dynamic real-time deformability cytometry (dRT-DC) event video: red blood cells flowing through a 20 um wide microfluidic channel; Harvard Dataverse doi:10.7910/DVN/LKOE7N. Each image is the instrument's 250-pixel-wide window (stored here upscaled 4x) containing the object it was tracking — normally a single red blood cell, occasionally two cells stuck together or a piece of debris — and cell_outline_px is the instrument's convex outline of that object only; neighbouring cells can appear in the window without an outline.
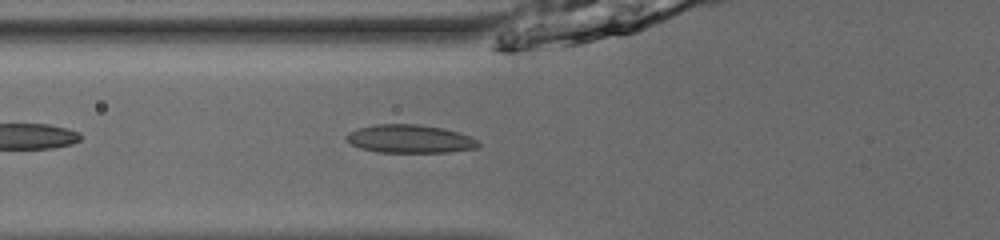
{"species": "common noctule bat (a hibernating species)", "species_latin": "Nyctalus noctula", "temperature_condition": "room temperature", "stored_images_in_passage": 36, "camera_frame_rate_fps": 3000, "um_per_image_px": 0.085, "animal": {"sex": "male", "body_mass_g": 13.0, "forearm_length_mm": 53.1}, "frame": {"image": 1, "passage_image": 5, "time_ms": 1.333, "image_size_px": [1000, 240], "cell_outline_px": [[480, 144], [476, 148], [448, 152], [376, 152], [360, 148], [352, 144], [344, 136], [348, 132], [356, 128], [376, 124], [420, 124], [444, 128], [480, 140]], "centroid_in_image_um": [34.82, 11.8], "position_along_channel_um": 91.0, "area_um2": 21.79}}
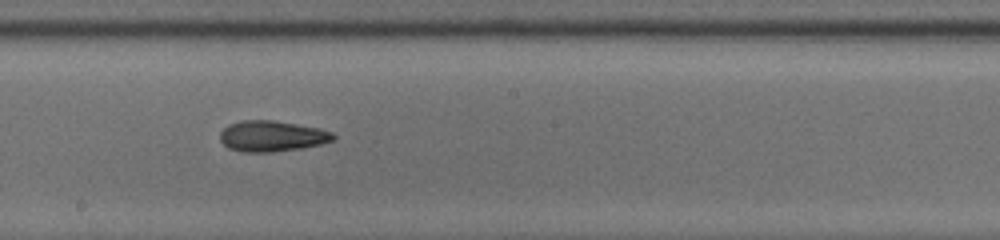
{"frame": {"image": 2, "passage_image": 15, "time_ms": 4.667, "image_size_px": [1000, 240], "cell_outline_px": [[336, 140], [320, 144], [300, 148], [272, 152], [244, 152], [228, 148], [220, 140], [220, 132], [228, 124], [240, 120], [272, 120], [320, 128], [332, 132], [336, 136]], "centroid_in_image_um": [23.11, 11.56], "position_along_channel_um": 225.1, "area_um2": 20.4}}
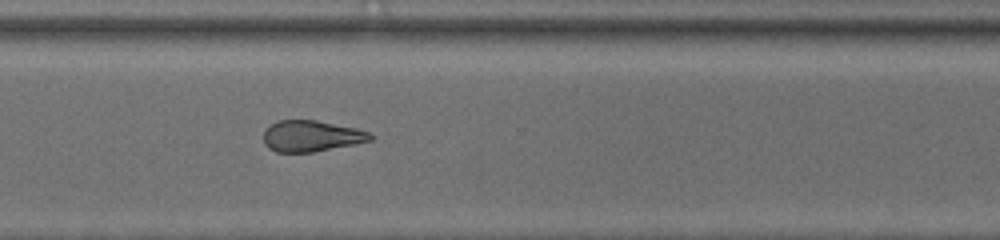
{"frame": {"image": 3, "passage_image": 24, "time_ms": 7.667, "image_size_px": [1000, 240], "cell_outline_px": [[372, 140], [356, 144], [312, 152], [276, 152], [268, 148], [264, 144], [264, 132], [272, 124], [280, 120], [316, 120], [356, 128], [368, 132], [372, 136]], "centroid_in_image_um": [26.46, 11.57], "position_along_channel_um": 344.1, "area_um2": 19.25}, "authors_computed_cell_mechanics": {"area_um2": 20.4612, "velocity_mm_per_s": 3.9861, "shape_relaxation_time_tau1_ms": 3.7678, "shape_relaxation_time_tau2_ms": 7.7752, "deformation_change_tau1": 0.1049, "deformation_change_tau2": 0.1763}}